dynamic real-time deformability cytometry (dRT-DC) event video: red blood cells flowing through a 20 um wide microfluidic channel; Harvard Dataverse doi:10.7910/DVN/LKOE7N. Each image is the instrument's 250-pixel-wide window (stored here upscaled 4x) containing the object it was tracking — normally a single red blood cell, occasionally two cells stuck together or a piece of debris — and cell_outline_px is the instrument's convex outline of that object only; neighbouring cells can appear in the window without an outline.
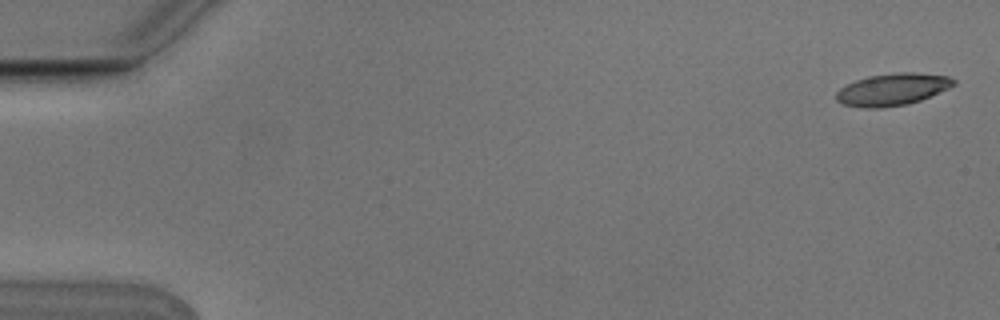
{"species": "Egyptian fruit bat (a non-hibernating species)", "species_latin": "Rousettus aegyptiacus", "temperature_condition": "cold", "stored_images_in_passage": 6, "camera_frame_rate_fps": 3000, "um_per_image_px": 0.085, "animal": {"sex": "male"}, "frame": {"image": 1, "passage_image": 1, "time_ms": 0.0, "image_size_px": [1000, 320], "cell_outline_px": [[956, 84], [948, 88], [920, 100], [908, 104], [880, 108], [864, 108], [844, 104], [836, 100], [836, 92], [840, 88], [856, 80], [868, 76], [900, 72], [916, 72], [948, 76], [956, 80]], "centroid_in_image_um": [75.86, 7.6], "position_along_channel_um": 9.1, "area_um2": 21.85}}
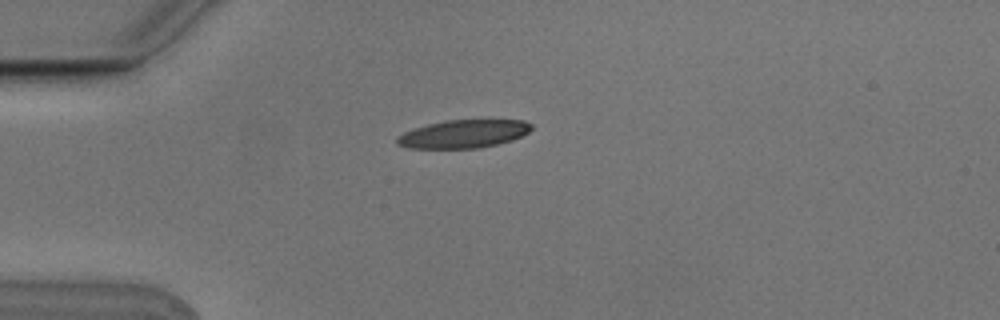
{"frame": {"image": 2, "passage_image": 4, "time_ms": 1.0, "image_size_px": [1000, 320], "cell_outline_px": [[532, 128], [528, 132], [512, 140], [480, 148], [408, 148], [396, 144], [396, 136], [404, 132], [428, 124], [448, 120], [524, 120], [532, 124]], "centroid_in_image_um": [39.38, 11.38], "position_along_channel_um": 45.6, "area_um2": 21.91}}